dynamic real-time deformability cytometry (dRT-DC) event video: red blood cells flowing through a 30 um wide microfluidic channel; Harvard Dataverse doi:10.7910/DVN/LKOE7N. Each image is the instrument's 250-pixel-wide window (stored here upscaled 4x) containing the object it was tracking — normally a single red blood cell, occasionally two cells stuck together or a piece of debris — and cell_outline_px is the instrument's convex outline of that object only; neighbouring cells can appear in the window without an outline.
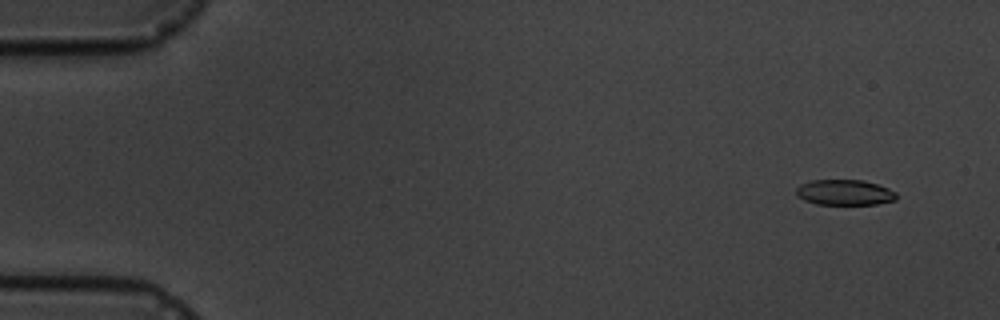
{"species": "common noctule bat (a hibernating species)", "species_latin": "Nyctalus noctula", "temperature_condition": "cold", "stored_images_in_passage": 17, "camera_frame_rate_fps": 3000, "um_per_image_px": 0.085, "animal": {"sex": "male", "body_mass_g": 19.5, "forearm_length_mm": 54.6}, "frame": {"image": 1, "passage_image": 2, "time_ms": 1.0, "image_size_px": [1000, 320], "cell_outline_px": [[896, 200], [876, 204], [816, 204], [804, 200], [796, 196], [796, 188], [800, 184], [812, 180], [864, 180], [888, 188], [896, 192]], "centroid_in_image_um": [71.77, 16.35], "position_along_channel_um": 13.2, "area_um2": 14.91}}
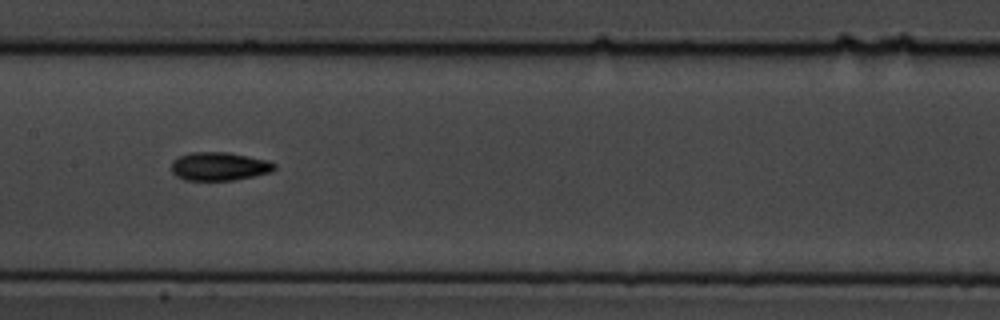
{"frame": {"image": 2, "passage_image": 9, "time_ms": 9.333, "image_size_px": [1000, 320], "cell_outline_px": [[276, 168], [272, 172], [232, 180], [184, 180], [176, 176], [172, 172], [172, 160], [176, 156], [192, 152], [228, 152], [268, 160], [276, 164]], "centroid_in_image_um": [18.62, 14.13], "position_along_channel_um": 188.8, "area_um2": 17.17}}
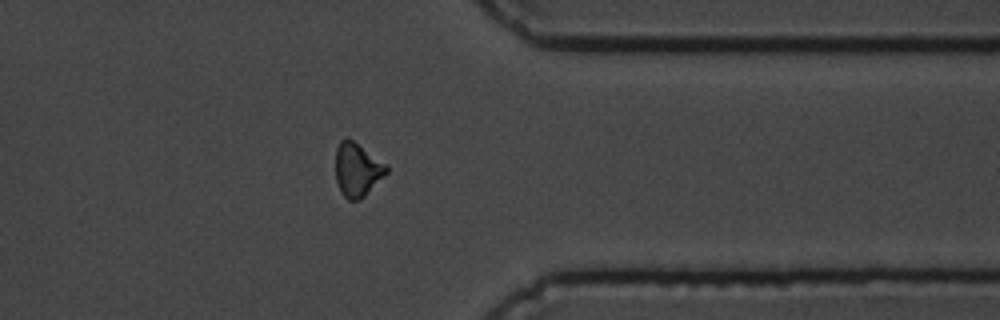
{"frame": {"image": 3, "passage_image": 14, "time_ms": 15.0, "image_size_px": [1000, 320], "cell_outline_px": [[388, 172], [360, 200], [348, 200], [340, 192], [336, 180], [336, 148], [340, 140], [348, 136], [388, 164]], "centroid_in_image_um": [30.37, 14.39], "position_along_channel_um": 381.0, "area_um2": 16.18}, "authors_computed_cell_mechanics": {"area_um2": 16.0684, "velocity_mm_per_s": 3.5303, "shape_relaxation_time_tau1_ms": 6.191, "shape_relaxation_time_tau2_ms": 2.1373, "deformation_change_tau1": 0.1507, "deformation_change_tau2": 0.0734}}